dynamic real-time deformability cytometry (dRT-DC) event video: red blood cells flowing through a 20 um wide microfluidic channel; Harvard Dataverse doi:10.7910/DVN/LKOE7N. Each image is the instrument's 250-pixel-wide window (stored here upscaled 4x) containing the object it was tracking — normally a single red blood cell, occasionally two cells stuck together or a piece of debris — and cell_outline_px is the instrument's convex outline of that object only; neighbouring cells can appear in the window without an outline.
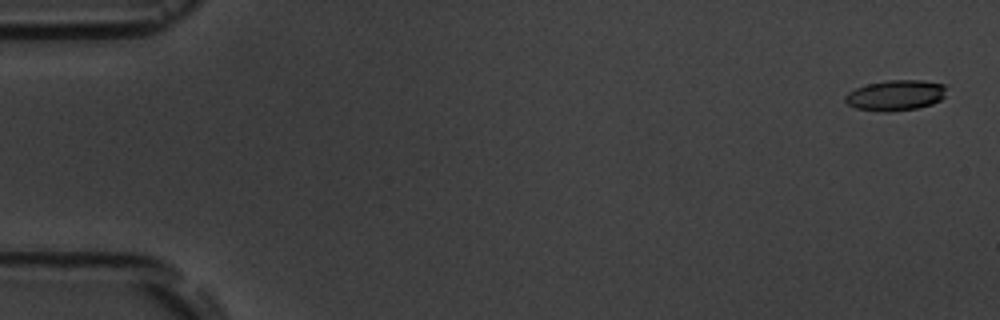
{"species": "common noctule bat (a hibernating species)", "species_latin": "Nyctalus noctula", "temperature_condition": "room temperature", "stored_images_in_passage": 7, "camera_frame_rate_fps": 3000, "um_per_image_px": 0.085, "animal": {"sex": "male", "body_mass_g": 19.5, "forearm_length_mm": 54.6}, "frame": {"image": 1, "passage_image": 1, "time_ms": 0.0, "image_size_px": [1000, 320], "cell_outline_px": [[944, 96], [940, 100], [932, 104], [916, 108], [888, 112], [880, 112], [856, 108], [848, 104], [844, 100], [844, 96], [848, 92], [856, 88], [868, 84], [888, 80], [920, 80], [944, 84]], "centroid_in_image_um": [76.09, 8.11], "position_along_channel_um": 8.9, "area_um2": 17.92}}
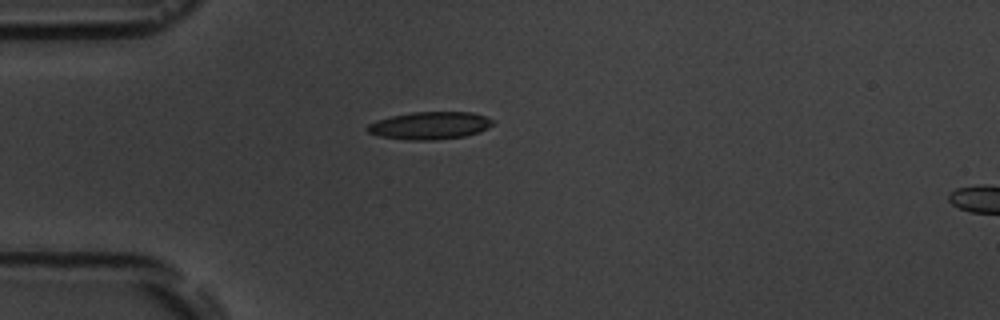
{"frame": {"image": 2, "passage_image": 5, "time_ms": 4.667, "image_size_px": [1000, 320], "cell_outline_px": [[496, 120], [488, 128], [480, 132], [464, 136], [432, 140], [404, 140], [380, 136], [368, 132], [364, 128], [368, 124], [376, 120], [392, 116], [412, 112], [472, 112]], "centroid_in_image_um": [36.52, 10.67], "position_along_channel_um": 48.5, "area_um2": 20.23}}
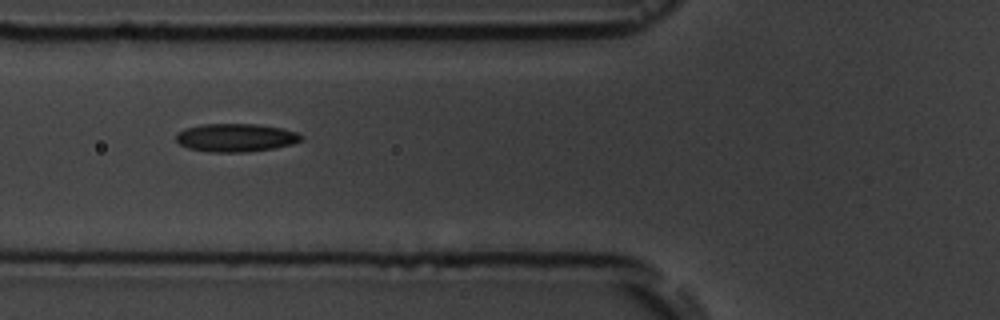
{"frame": {"image": 3, "passage_image": 7, "time_ms": 6.667, "image_size_px": [1000, 320], "cell_outline_px": [[304, 140], [292, 144], [272, 148], [248, 152], [208, 152], [188, 148], [180, 144], [176, 140], [176, 132], [184, 128], [204, 124], [256, 124], [284, 128], [296, 132], [304, 136]], "centroid_in_image_um": [20.05, 11.7], "position_along_channel_um": 105.8, "area_um2": 20.75}}